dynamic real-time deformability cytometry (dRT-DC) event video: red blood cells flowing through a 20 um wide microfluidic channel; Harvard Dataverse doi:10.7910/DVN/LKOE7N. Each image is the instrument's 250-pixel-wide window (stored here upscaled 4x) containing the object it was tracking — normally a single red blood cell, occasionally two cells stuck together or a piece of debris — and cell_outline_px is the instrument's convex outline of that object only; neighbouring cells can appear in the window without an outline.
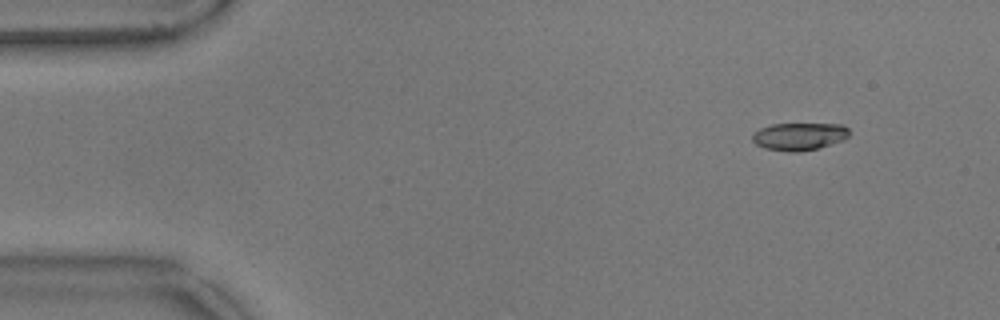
{"species": "common noctule bat (a hibernating species)", "species_latin": "Nyctalus noctula", "temperature_condition": "warm", "stored_images_in_passage": 53, "camera_frame_rate_fps": 3000, "um_per_image_px": 0.085, "animal": {"sex": "male", "body_mass_g": 17.9}, "frame": {"image": 1, "passage_image": 2, "time_ms": 0.333, "image_size_px": [1000, 320], "cell_outline_px": [[848, 136], [844, 140], [816, 148], [800, 152], [788, 152], [764, 148], [756, 144], [752, 140], [752, 132], [760, 128], [772, 124], [844, 124], [848, 128]], "centroid_in_image_um": [67.91, 11.59], "position_along_channel_um": 17.1, "area_um2": 15.61}}
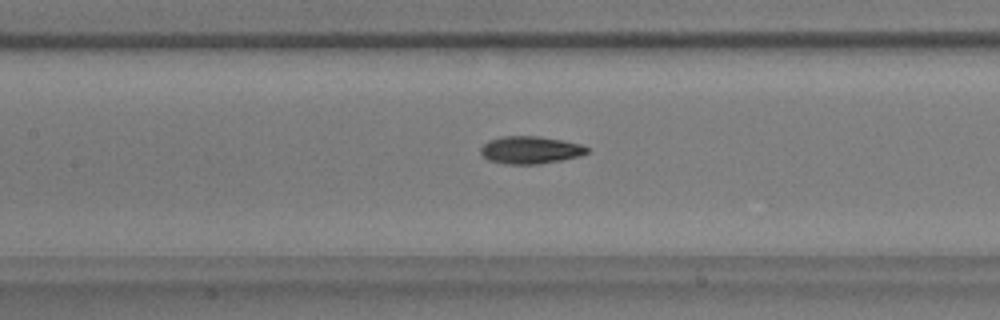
{"frame": {"image": 2, "passage_image": 22, "time_ms": 7.0, "image_size_px": [1000, 320], "cell_outline_px": [[588, 152], [580, 156], [540, 164], [504, 164], [488, 160], [480, 152], [480, 148], [488, 140], [500, 136], [540, 136], [580, 144], [588, 148]], "centroid_in_image_um": [45.04, 12.75], "position_along_channel_um": 162.4, "area_um2": 17.05}}
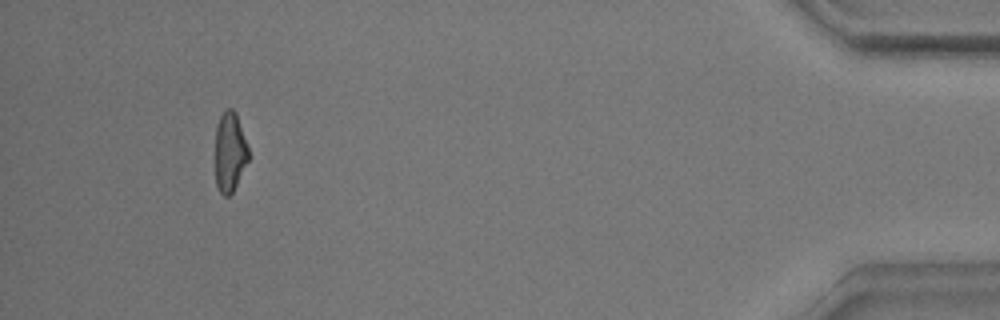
{"frame": {"image": 3, "passage_image": 49, "time_ms": 16.0, "image_size_px": [1000, 320], "cell_outline_px": [[248, 160], [232, 192], [228, 196], [224, 196], [220, 192], [216, 184], [216, 124], [220, 116], [228, 108], [232, 108], [236, 112], [248, 148]], "centroid_in_image_um": [19.53, 12.9], "position_along_channel_um": 415.7, "area_um2": 15.14}, "authors_computed_cell_mechanics": {"area_um2": 16.5886, "velocity_mm_per_s": 3.5838, "shape_relaxation_time_tau1_ms": 5.211, "shape_relaxation_time_tau2_ms": 3.0265, "deformation_change_tau1": 0.1769, "deformation_change_tau2": 0.1024}}